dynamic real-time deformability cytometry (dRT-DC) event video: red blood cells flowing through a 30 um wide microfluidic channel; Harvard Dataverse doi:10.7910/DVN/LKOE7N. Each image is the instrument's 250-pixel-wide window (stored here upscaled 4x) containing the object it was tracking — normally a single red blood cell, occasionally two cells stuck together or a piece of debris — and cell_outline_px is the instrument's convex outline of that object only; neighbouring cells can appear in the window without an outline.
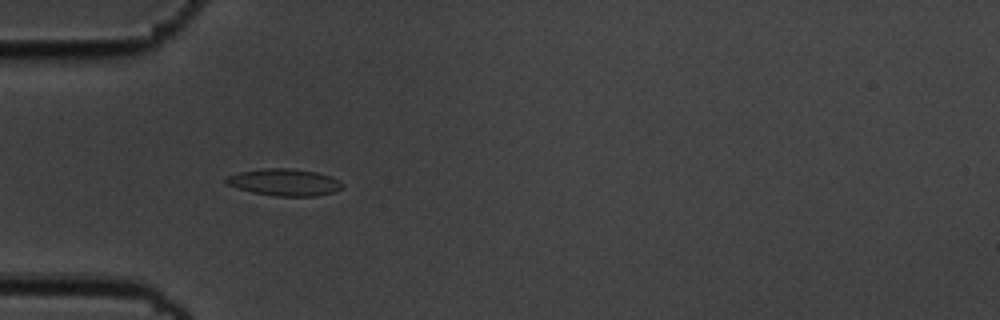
{"species": "common noctule bat (a hibernating species)", "species_latin": "Nyctalus noctula", "temperature_condition": "cold", "stored_images_in_passage": 39, "camera_frame_rate_fps": 3000, "um_per_image_px": 0.085, "animal": {"sex": "male", "body_mass_g": 19.5, "forearm_length_mm": 54.6}, "frame": {"image": 1, "passage_image": 1, "time_ms": 0.0, "image_size_px": [1000, 320], "cell_outline_px": [[344, 188], [332, 192], [316, 196], [272, 196], [252, 192], [228, 184], [224, 180], [228, 176], [240, 172], [264, 168], [288, 168], [316, 172], [328, 176], [344, 184]], "centroid_in_image_um": [24.18, 15.5], "position_along_channel_um": 60.8, "area_um2": 17.98}}
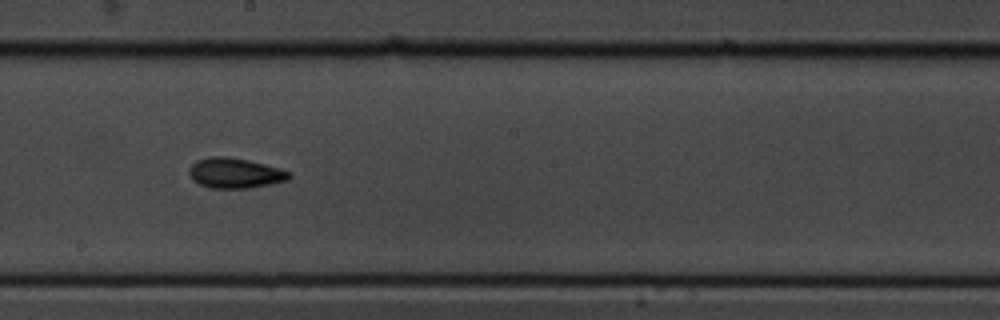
{"frame": {"image": 2, "passage_image": 15, "time_ms": 4.667, "image_size_px": [1000, 320], "cell_outline_px": [[292, 176], [288, 180], [248, 188], [208, 188], [192, 180], [188, 172], [188, 168], [196, 160], [212, 156], [228, 156], [248, 160], [280, 168], [292, 172]], "centroid_in_image_um": [19.96, 14.7], "position_along_channel_um": 228.2, "area_um2": 17.74}}
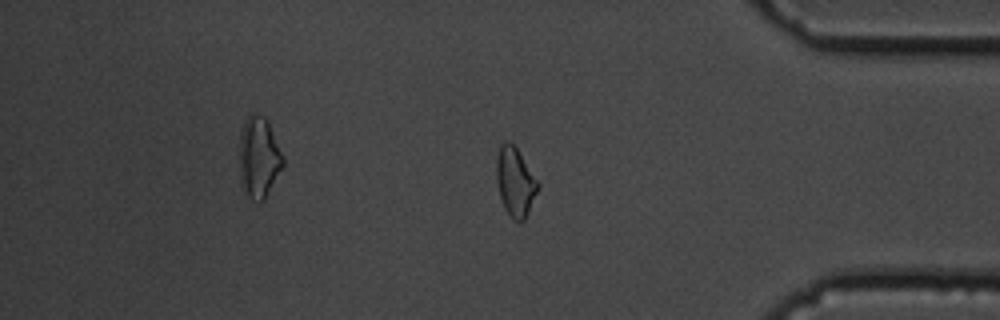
{"frame": {"image": 3, "passage_image": 30, "time_ms": 9.667, "image_size_px": [1000, 320], "cell_outline_px": [[540, 188], [524, 220], [516, 220], [504, 208], [500, 196], [496, 180], [496, 160], [500, 144], [504, 140], [508, 140], [516, 148], [540, 184]], "centroid_in_image_um": [43.79, 15.42], "position_along_channel_um": 391.4, "area_um2": 16.47}, "authors_computed_cell_mechanics": {"area_um2": 16.8198, "velocity_mm_per_s": 3.661, "shape_relaxation_time_tau1_ms": 3.3512, "shape_relaxation_time_tau2_ms": 3.3481, "deformation_change_tau1": 0.1111, "deformation_change_tau2": 0.0973}}